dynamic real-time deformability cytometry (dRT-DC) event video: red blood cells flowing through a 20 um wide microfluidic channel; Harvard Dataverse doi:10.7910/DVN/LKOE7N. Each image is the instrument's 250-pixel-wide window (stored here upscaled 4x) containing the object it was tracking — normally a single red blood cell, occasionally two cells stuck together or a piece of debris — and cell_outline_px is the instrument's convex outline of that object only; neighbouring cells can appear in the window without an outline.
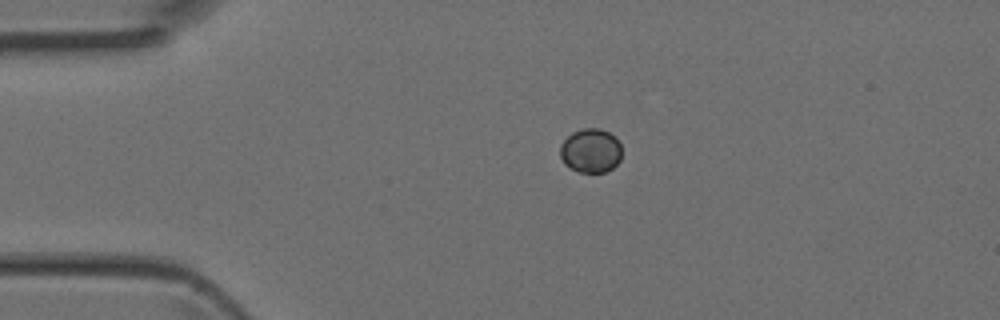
{"species": "Egyptian fruit bat (a non-hibernating species)", "species_latin": "Rousettus aegyptiacus", "temperature_condition": "room temperature", "stored_images_in_passage": 3, "camera_frame_rate_fps": 3000, "um_per_image_px": 0.085, "animal": {"sex": "female"}, "frame": {"image": 1, "passage_image": 2, "time_ms": 0.333, "image_size_px": [1000, 320], "cell_outline_px": [[620, 160], [612, 168], [604, 172], [580, 172], [564, 164], [560, 156], [560, 144], [572, 132], [580, 128], [600, 128], [616, 136], [620, 144]], "centroid_in_image_um": [50.2, 12.78], "position_along_channel_um": 34.8, "area_um2": 15.9}}